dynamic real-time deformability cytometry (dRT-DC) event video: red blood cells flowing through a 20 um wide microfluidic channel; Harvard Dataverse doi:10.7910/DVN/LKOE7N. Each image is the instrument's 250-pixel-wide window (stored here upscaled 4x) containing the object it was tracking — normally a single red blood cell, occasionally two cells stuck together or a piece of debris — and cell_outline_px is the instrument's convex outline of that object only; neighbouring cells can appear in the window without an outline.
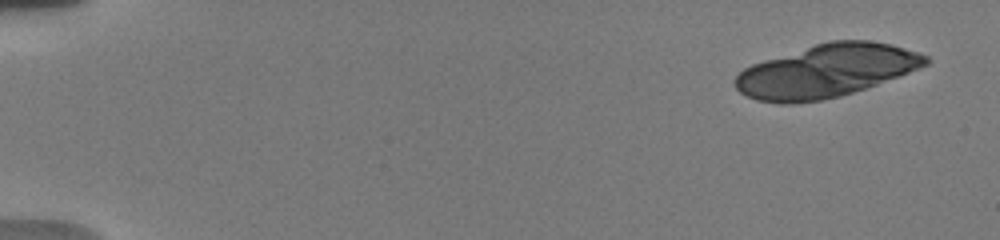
{"species": "human", "species_latin": "Homo sapiens", "temperature_condition": "warm", "stored_images_in_passage": 13, "segment_of_instrument_passage": [1, 2], "camera_frame_rate_fps": 3000, "um_per_image_px": 0.085, "donor": {"sex": "male"}, "frame": {"image": 1, "passage_image": 1, "time_ms": 0.0, "image_size_px": [1000, 240], "cell_outline_px": [[932, 60], [928, 64], [920, 68], [876, 84], [840, 96], [820, 100], [788, 104], [784, 104], [756, 100], [740, 92], [736, 88], [732, 80], [744, 68], [752, 64], [764, 60], [828, 40], [868, 40], [892, 44], [928, 56]], "centroid_in_image_um": [70.23, 6.02], "position_along_channel_um": 14.8, "area_um2": 58.44}}